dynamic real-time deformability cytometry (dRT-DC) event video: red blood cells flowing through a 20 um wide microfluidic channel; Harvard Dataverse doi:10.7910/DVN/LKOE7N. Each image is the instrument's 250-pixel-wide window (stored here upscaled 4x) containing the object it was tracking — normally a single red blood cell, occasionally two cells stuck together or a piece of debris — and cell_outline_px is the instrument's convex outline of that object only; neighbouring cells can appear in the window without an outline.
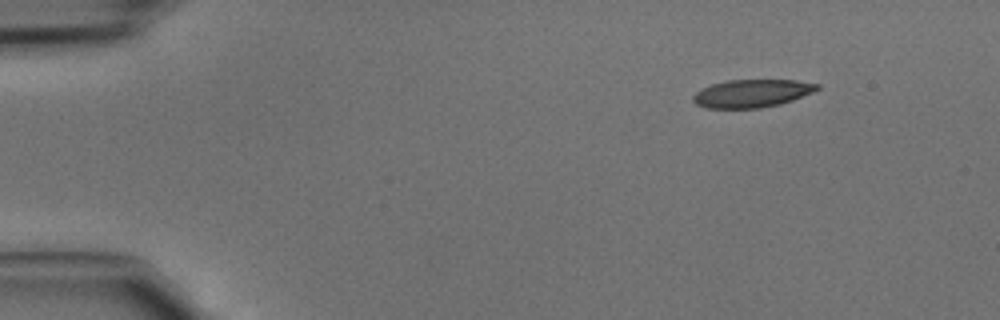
{"species": "common noctule bat (a hibernating species)", "species_latin": "Nyctalus noctula", "temperature_condition": "cold", "stored_images_in_passage": 41, "camera_frame_rate_fps": 3000, "um_per_image_px": 0.085, "animal": {"sex": "male", "body_mass_g": 15.6}, "frame": {"image": 1, "passage_image": 1, "time_ms": 0.0, "image_size_px": [1000, 320], "cell_outline_px": [[820, 88], [812, 92], [792, 100], [780, 104], [760, 108], [708, 108], [696, 104], [692, 100], [692, 96], [700, 88], [712, 84], [728, 80], [796, 80], [820, 84]], "centroid_in_image_um": [63.89, 7.93], "position_along_channel_um": 21.1, "area_um2": 20.17}}
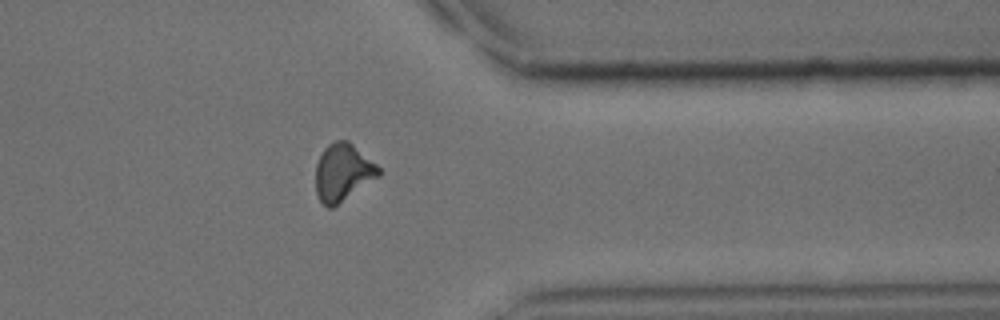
{"frame": {"image": 2, "passage_image": 32, "time_ms": 10.333, "image_size_px": [1000, 320], "cell_outline_px": [[380, 176], [332, 208], [328, 208], [320, 200], [316, 192], [316, 164], [324, 148], [328, 144], [336, 140], [348, 140], [376, 164], [380, 168]], "centroid_in_image_um": [29.14, 14.65], "position_along_channel_um": 382.3, "area_um2": 20.92}}
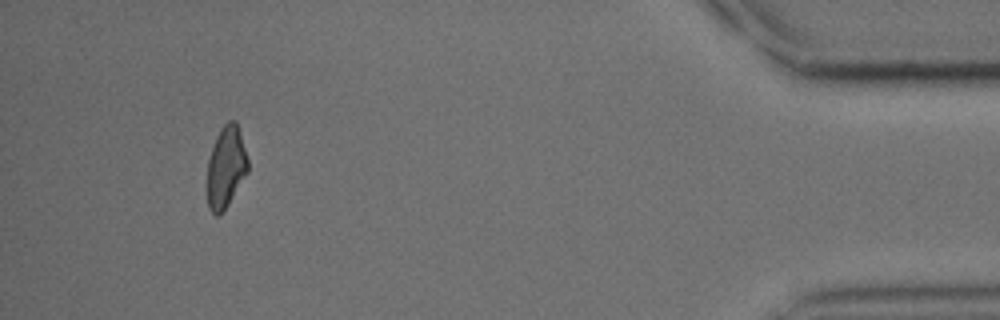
{"frame": {"image": 3, "passage_image": 38, "time_ms": 12.333, "image_size_px": [1000, 320], "cell_outline_px": [[248, 172], [228, 204], [216, 216], [208, 208], [208, 160], [216, 136], [220, 128], [228, 120], [236, 120], [248, 160]], "centroid_in_image_um": [19.21, 14.16], "position_along_channel_um": 416.0, "area_um2": 19.02}}